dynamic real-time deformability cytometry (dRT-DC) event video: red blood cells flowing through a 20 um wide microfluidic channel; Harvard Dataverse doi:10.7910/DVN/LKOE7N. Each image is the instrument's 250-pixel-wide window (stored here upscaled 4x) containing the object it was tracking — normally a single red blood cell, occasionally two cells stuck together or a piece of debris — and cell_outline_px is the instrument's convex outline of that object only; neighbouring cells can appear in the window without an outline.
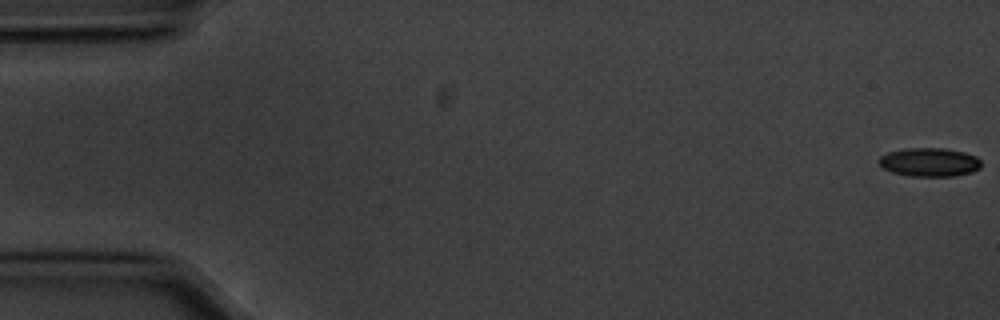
{"species": "common noctule bat (a hibernating species)", "species_latin": "Nyctalus noctula", "temperature_condition": "cold", "stored_images_in_passage": 56, "camera_frame_rate_fps": 3000, "um_per_image_px": 0.085, "animal": {"sex": "male", "body_mass_g": 20.1, "forearm_length_mm": 53.5}, "frame": {"image": 1, "passage_image": 1, "time_ms": 0.0, "image_size_px": [1000, 320], "cell_outline_px": [[980, 168], [972, 172], [956, 176], [912, 176], [892, 172], [884, 168], [880, 164], [880, 156], [888, 152], [908, 148], [944, 148], [964, 152], [976, 156], [980, 160]], "centroid_in_image_um": [79.03, 13.78], "position_along_channel_um": 6.0, "area_um2": 16.99}}
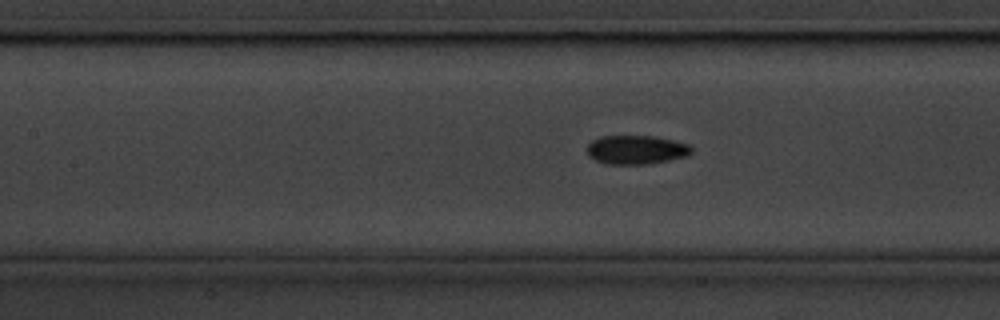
{"frame": {"image": 2, "passage_image": 25, "time_ms": 8.0, "image_size_px": [1000, 320], "cell_outline_px": [[692, 152], [688, 156], [648, 164], [604, 164], [588, 156], [588, 144], [592, 140], [600, 136], [652, 136], [672, 140], [688, 144], [692, 148]], "centroid_in_image_um": [54.07, 12.73], "position_along_channel_um": 153.3, "area_um2": 17.57}}
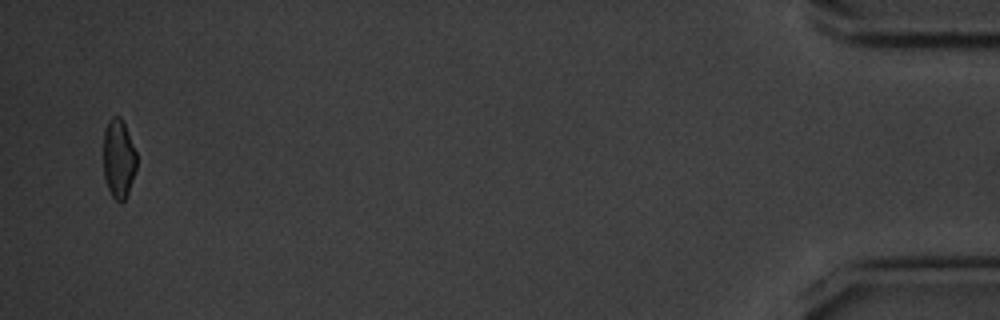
{"frame": {"image": 3, "passage_image": 55, "time_ms": 18.0, "image_size_px": [1000, 320], "cell_outline_px": [[136, 168], [128, 192], [124, 200], [120, 204], [112, 196], [108, 188], [104, 176], [104, 132], [108, 120], [112, 116], [120, 116], [124, 124], [136, 152]], "centroid_in_image_um": [10.07, 13.49], "position_along_channel_um": 425.1, "area_um2": 15.09}, "authors_computed_cell_mechanics": {"area_um2": 16.9932, "velocity_mm_per_s": 3.5832, "shape_relaxation_time_tau1_ms": 2.604, "shape_relaxation_time_tau2_ms": 5.7101, "deformation_change_tau1": 0.1045, "deformation_change_tau2": 0.1145}}